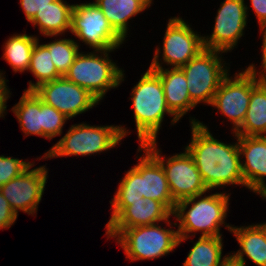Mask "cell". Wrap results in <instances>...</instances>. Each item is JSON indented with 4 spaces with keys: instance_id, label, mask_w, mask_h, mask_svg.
<instances>
[{
    "instance_id": "1",
    "label": "cell",
    "mask_w": 266,
    "mask_h": 266,
    "mask_svg": "<svg viewBox=\"0 0 266 266\" xmlns=\"http://www.w3.org/2000/svg\"><path fill=\"white\" fill-rule=\"evenodd\" d=\"M192 139L185 149L192 156L208 192L225 185L245 187L237 142L226 144L214 138L207 125L193 117Z\"/></svg>"
},
{
    "instance_id": "2",
    "label": "cell",
    "mask_w": 266,
    "mask_h": 266,
    "mask_svg": "<svg viewBox=\"0 0 266 266\" xmlns=\"http://www.w3.org/2000/svg\"><path fill=\"white\" fill-rule=\"evenodd\" d=\"M142 150L143 156L139 157L138 163L126 172L113 200L109 201L113 211L105 228L130 206L131 202L142 201V198L157 200L174 213L176 202L172 198L161 163L143 145H139L137 152Z\"/></svg>"
},
{
    "instance_id": "3",
    "label": "cell",
    "mask_w": 266,
    "mask_h": 266,
    "mask_svg": "<svg viewBox=\"0 0 266 266\" xmlns=\"http://www.w3.org/2000/svg\"><path fill=\"white\" fill-rule=\"evenodd\" d=\"M229 198V193L215 192L208 196L200 194L178 201L173 213L178 222V245L196 235V232H201V237L222 236L220 228L227 217Z\"/></svg>"
},
{
    "instance_id": "4",
    "label": "cell",
    "mask_w": 266,
    "mask_h": 266,
    "mask_svg": "<svg viewBox=\"0 0 266 266\" xmlns=\"http://www.w3.org/2000/svg\"><path fill=\"white\" fill-rule=\"evenodd\" d=\"M131 100L139 145L156 141L165 114L173 116L171 124L179 121L167 106L160 77L150 68L134 85Z\"/></svg>"
},
{
    "instance_id": "5",
    "label": "cell",
    "mask_w": 266,
    "mask_h": 266,
    "mask_svg": "<svg viewBox=\"0 0 266 266\" xmlns=\"http://www.w3.org/2000/svg\"><path fill=\"white\" fill-rule=\"evenodd\" d=\"M159 224L133 228H105L107 239L116 238L130 262L166 256L178 247V230Z\"/></svg>"
},
{
    "instance_id": "6",
    "label": "cell",
    "mask_w": 266,
    "mask_h": 266,
    "mask_svg": "<svg viewBox=\"0 0 266 266\" xmlns=\"http://www.w3.org/2000/svg\"><path fill=\"white\" fill-rule=\"evenodd\" d=\"M130 133L121 125L91 126L85 123L72 125L67 133L45 152L43 158L90 156L113 149Z\"/></svg>"
},
{
    "instance_id": "7",
    "label": "cell",
    "mask_w": 266,
    "mask_h": 266,
    "mask_svg": "<svg viewBox=\"0 0 266 266\" xmlns=\"http://www.w3.org/2000/svg\"><path fill=\"white\" fill-rule=\"evenodd\" d=\"M114 50L79 52L64 77L101 101L108 90L117 88L124 81V71L109 57Z\"/></svg>"
},
{
    "instance_id": "8",
    "label": "cell",
    "mask_w": 266,
    "mask_h": 266,
    "mask_svg": "<svg viewBox=\"0 0 266 266\" xmlns=\"http://www.w3.org/2000/svg\"><path fill=\"white\" fill-rule=\"evenodd\" d=\"M221 51L204 49L180 69L184 72L191 101L211 106L214 94L230 71ZM220 55V56H219ZM225 67V68H224Z\"/></svg>"
},
{
    "instance_id": "9",
    "label": "cell",
    "mask_w": 266,
    "mask_h": 266,
    "mask_svg": "<svg viewBox=\"0 0 266 266\" xmlns=\"http://www.w3.org/2000/svg\"><path fill=\"white\" fill-rule=\"evenodd\" d=\"M70 32L94 50L118 49L125 41L95 2L73 5Z\"/></svg>"
},
{
    "instance_id": "10",
    "label": "cell",
    "mask_w": 266,
    "mask_h": 266,
    "mask_svg": "<svg viewBox=\"0 0 266 266\" xmlns=\"http://www.w3.org/2000/svg\"><path fill=\"white\" fill-rule=\"evenodd\" d=\"M162 165L173 200H180L206 194L208 189L203 183L200 172L192 156L185 149L184 153L163 157L157 149V142L152 141L143 145Z\"/></svg>"
},
{
    "instance_id": "11",
    "label": "cell",
    "mask_w": 266,
    "mask_h": 266,
    "mask_svg": "<svg viewBox=\"0 0 266 266\" xmlns=\"http://www.w3.org/2000/svg\"><path fill=\"white\" fill-rule=\"evenodd\" d=\"M33 91L45 104L54 107L69 119L93 109L99 103L88 90L64 76L42 83Z\"/></svg>"
},
{
    "instance_id": "12",
    "label": "cell",
    "mask_w": 266,
    "mask_h": 266,
    "mask_svg": "<svg viewBox=\"0 0 266 266\" xmlns=\"http://www.w3.org/2000/svg\"><path fill=\"white\" fill-rule=\"evenodd\" d=\"M248 8L244 0H224L215 17L212 34L203 36L204 48L224 53L233 50L244 35Z\"/></svg>"
},
{
    "instance_id": "13",
    "label": "cell",
    "mask_w": 266,
    "mask_h": 266,
    "mask_svg": "<svg viewBox=\"0 0 266 266\" xmlns=\"http://www.w3.org/2000/svg\"><path fill=\"white\" fill-rule=\"evenodd\" d=\"M32 164L19 176L0 187L1 193L8 200L13 211L28 215L37 214L38 205L42 200L48 178L46 166L35 167Z\"/></svg>"
},
{
    "instance_id": "14",
    "label": "cell",
    "mask_w": 266,
    "mask_h": 266,
    "mask_svg": "<svg viewBox=\"0 0 266 266\" xmlns=\"http://www.w3.org/2000/svg\"><path fill=\"white\" fill-rule=\"evenodd\" d=\"M228 74L214 94L211 105L232 121L235 133L242 125L251 98V73L246 69L233 77Z\"/></svg>"
},
{
    "instance_id": "15",
    "label": "cell",
    "mask_w": 266,
    "mask_h": 266,
    "mask_svg": "<svg viewBox=\"0 0 266 266\" xmlns=\"http://www.w3.org/2000/svg\"><path fill=\"white\" fill-rule=\"evenodd\" d=\"M162 49L163 64L180 68L204 50L203 36L179 17L168 19Z\"/></svg>"
},
{
    "instance_id": "16",
    "label": "cell",
    "mask_w": 266,
    "mask_h": 266,
    "mask_svg": "<svg viewBox=\"0 0 266 266\" xmlns=\"http://www.w3.org/2000/svg\"><path fill=\"white\" fill-rule=\"evenodd\" d=\"M238 139L241 158V171L245 187L262 199H266V136H241L233 133Z\"/></svg>"
},
{
    "instance_id": "17",
    "label": "cell",
    "mask_w": 266,
    "mask_h": 266,
    "mask_svg": "<svg viewBox=\"0 0 266 266\" xmlns=\"http://www.w3.org/2000/svg\"><path fill=\"white\" fill-rule=\"evenodd\" d=\"M149 66L161 79L165 100L169 110L180 120L196 105L191 101L187 80L180 68H164L159 62L161 48L157 46Z\"/></svg>"
},
{
    "instance_id": "18",
    "label": "cell",
    "mask_w": 266,
    "mask_h": 266,
    "mask_svg": "<svg viewBox=\"0 0 266 266\" xmlns=\"http://www.w3.org/2000/svg\"><path fill=\"white\" fill-rule=\"evenodd\" d=\"M173 213L161 202L142 198V201L131 202L106 228H133L166 222L170 227Z\"/></svg>"
},
{
    "instance_id": "19",
    "label": "cell",
    "mask_w": 266,
    "mask_h": 266,
    "mask_svg": "<svg viewBox=\"0 0 266 266\" xmlns=\"http://www.w3.org/2000/svg\"><path fill=\"white\" fill-rule=\"evenodd\" d=\"M233 233L240 249L231 256L246 266L244 255L257 266H266V230L259 224L236 227L225 223Z\"/></svg>"
},
{
    "instance_id": "20",
    "label": "cell",
    "mask_w": 266,
    "mask_h": 266,
    "mask_svg": "<svg viewBox=\"0 0 266 266\" xmlns=\"http://www.w3.org/2000/svg\"><path fill=\"white\" fill-rule=\"evenodd\" d=\"M241 136H266V82L251 74V98L241 127L235 132Z\"/></svg>"
},
{
    "instance_id": "21",
    "label": "cell",
    "mask_w": 266,
    "mask_h": 266,
    "mask_svg": "<svg viewBox=\"0 0 266 266\" xmlns=\"http://www.w3.org/2000/svg\"><path fill=\"white\" fill-rule=\"evenodd\" d=\"M112 28L125 40L128 20L153 4V0H95Z\"/></svg>"
},
{
    "instance_id": "22",
    "label": "cell",
    "mask_w": 266,
    "mask_h": 266,
    "mask_svg": "<svg viewBox=\"0 0 266 266\" xmlns=\"http://www.w3.org/2000/svg\"><path fill=\"white\" fill-rule=\"evenodd\" d=\"M74 4L64 0H56L42 10L37 11L30 21L34 27L38 26L40 33L46 37L62 35L71 28V14Z\"/></svg>"
},
{
    "instance_id": "23",
    "label": "cell",
    "mask_w": 266,
    "mask_h": 266,
    "mask_svg": "<svg viewBox=\"0 0 266 266\" xmlns=\"http://www.w3.org/2000/svg\"><path fill=\"white\" fill-rule=\"evenodd\" d=\"M25 136L37 135L42 137V100L34 91H26L19 102L12 107Z\"/></svg>"
},
{
    "instance_id": "24",
    "label": "cell",
    "mask_w": 266,
    "mask_h": 266,
    "mask_svg": "<svg viewBox=\"0 0 266 266\" xmlns=\"http://www.w3.org/2000/svg\"><path fill=\"white\" fill-rule=\"evenodd\" d=\"M222 236H200L190 249L183 266H220L229 256H222Z\"/></svg>"
},
{
    "instance_id": "25",
    "label": "cell",
    "mask_w": 266,
    "mask_h": 266,
    "mask_svg": "<svg viewBox=\"0 0 266 266\" xmlns=\"http://www.w3.org/2000/svg\"><path fill=\"white\" fill-rule=\"evenodd\" d=\"M38 39L37 36L26 33L14 34L7 39L4 45L3 59L8 62L15 73L28 71L32 51Z\"/></svg>"
},
{
    "instance_id": "26",
    "label": "cell",
    "mask_w": 266,
    "mask_h": 266,
    "mask_svg": "<svg viewBox=\"0 0 266 266\" xmlns=\"http://www.w3.org/2000/svg\"><path fill=\"white\" fill-rule=\"evenodd\" d=\"M28 71L37 78L36 83L29 82L26 91H33L40 84L62 77L55 68L49 49L36 41L30 60Z\"/></svg>"
},
{
    "instance_id": "27",
    "label": "cell",
    "mask_w": 266,
    "mask_h": 266,
    "mask_svg": "<svg viewBox=\"0 0 266 266\" xmlns=\"http://www.w3.org/2000/svg\"><path fill=\"white\" fill-rule=\"evenodd\" d=\"M50 51L52 62L61 76H65L79 51L74 39H55L44 44Z\"/></svg>"
},
{
    "instance_id": "28",
    "label": "cell",
    "mask_w": 266,
    "mask_h": 266,
    "mask_svg": "<svg viewBox=\"0 0 266 266\" xmlns=\"http://www.w3.org/2000/svg\"><path fill=\"white\" fill-rule=\"evenodd\" d=\"M69 120L63 113L42 101V137L48 140L62 135V128Z\"/></svg>"
},
{
    "instance_id": "29",
    "label": "cell",
    "mask_w": 266,
    "mask_h": 266,
    "mask_svg": "<svg viewBox=\"0 0 266 266\" xmlns=\"http://www.w3.org/2000/svg\"><path fill=\"white\" fill-rule=\"evenodd\" d=\"M31 164V161L27 162L10 156L0 155V187L19 176Z\"/></svg>"
},
{
    "instance_id": "30",
    "label": "cell",
    "mask_w": 266,
    "mask_h": 266,
    "mask_svg": "<svg viewBox=\"0 0 266 266\" xmlns=\"http://www.w3.org/2000/svg\"><path fill=\"white\" fill-rule=\"evenodd\" d=\"M17 214L13 211L8 200L0 191V230L9 229L17 220Z\"/></svg>"
},
{
    "instance_id": "31",
    "label": "cell",
    "mask_w": 266,
    "mask_h": 266,
    "mask_svg": "<svg viewBox=\"0 0 266 266\" xmlns=\"http://www.w3.org/2000/svg\"><path fill=\"white\" fill-rule=\"evenodd\" d=\"M54 1L56 0H20V5L27 21L30 22L35 17L37 11L42 10Z\"/></svg>"
},
{
    "instance_id": "32",
    "label": "cell",
    "mask_w": 266,
    "mask_h": 266,
    "mask_svg": "<svg viewBox=\"0 0 266 266\" xmlns=\"http://www.w3.org/2000/svg\"><path fill=\"white\" fill-rule=\"evenodd\" d=\"M261 34L263 33V42H262V63H261V71L257 72L256 66L250 64L246 70L251 73L258 81L260 82H266V27L260 28Z\"/></svg>"
},
{
    "instance_id": "33",
    "label": "cell",
    "mask_w": 266,
    "mask_h": 266,
    "mask_svg": "<svg viewBox=\"0 0 266 266\" xmlns=\"http://www.w3.org/2000/svg\"><path fill=\"white\" fill-rule=\"evenodd\" d=\"M250 3L260 28L266 27V0H250Z\"/></svg>"
},
{
    "instance_id": "34",
    "label": "cell",
    "mask_w": 266,
    "mask_h": 266,
    "mask_svg": "<svg viewBox=\"0 0 266 266\" xmlns=\"http://www.w3.org/2000/svg\"><path fill=\"white\" fill-rule=\"evenodd\" d=\"M8 80H0V118L4 117L6 108H7V100L10 98V90L8 89V86L6 84Z\"/></svg>"
},
{
    "instance_id": "35",
    "label": "cell",
    "mask_w": 266,
    "mask_h": 266,
    "mask_svg": "<svg viewBox=\"0 0 266 266\" xmlns=\"http://www.w3.org/2000/svg\"><path fill=\"white\" fill-rule=\"evenodd\" d=\"M220 266H244L242 263L234 259L231 254L221 263Z\"/></svg>"
},
{
    "instance_id": "36",
    "label": "cell",
    "mask_w": 266,
    "mask_h": 266,
    "mask_svg": "<svg viewBox=\"0 0 266 266\" xmlns=\"http://www.w3.org/2000/svg\"><path fill=\"white\" fill-rule=\"evenodd\" d=\"M3 75H4L3 72L0 71V80H1V79H2V80H6L5 77H4Z\"/></svg>"
},
{
    "instance_id": "37",
    "label": "cell",
    "mask_w": 266,
    "mask_h": 266,
    "mask_svg": "<svg viewBox=\"0 0 266 266\" xmlns=\"http://www.w3.org/2000/svg\"><path fill=\"white\" fill-rule=\"evenodd\" d=\"M266 230V222L265 223H260Z\"/></svg>"
}]
</instances>
